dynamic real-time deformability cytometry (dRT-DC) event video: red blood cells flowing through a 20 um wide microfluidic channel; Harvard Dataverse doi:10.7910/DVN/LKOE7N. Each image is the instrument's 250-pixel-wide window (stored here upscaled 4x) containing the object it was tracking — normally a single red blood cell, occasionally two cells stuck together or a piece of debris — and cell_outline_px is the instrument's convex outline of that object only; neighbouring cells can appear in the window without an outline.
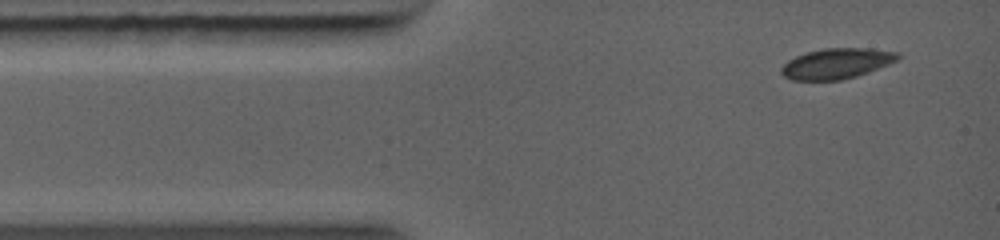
{"species": "common noctule bat (a hibernating species)", "species_latin": "Nyctalus noctula", "temperature_condition": "warm", "stored_images_in_passage": 8, "camera_frame_rate_fps": 5000, "um_per_image_px": 0.085, "animal": {"sex": "female", "body_mass_g": 19.0, "forearm_length_mm": 56.7}, "frame": {"image": 1, "passage_image": 1, "time_ms": 0.0, "image_size_px": [1000, 240], "cell_outline_px": [[900, 56], [896, 60], [888, 64], [856, 76], [840, 80], [792, 80], [784, 76], [780, 72], [780, 68], [788, 60], [796, 56], [808, 52], [824, 48], [868, 48], [900, 52]], "centroid_in_image_um": [71.09, 5.39], "position_along_channel_um": 13.9, "area_um2": 20.52}}
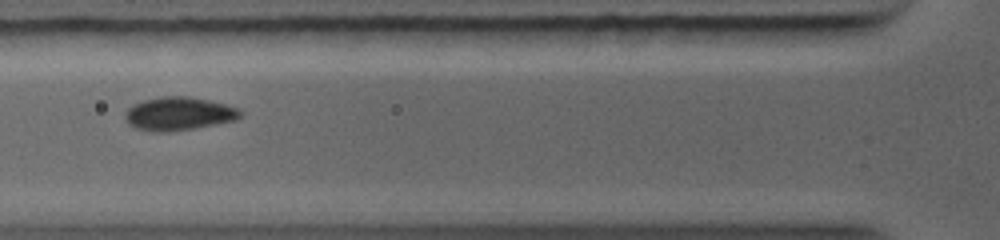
{"frame": {"image": 2, "passage_image": 5, "time_ms": 3.0, "image_size_px": [1000, 240], "cell_outline_px": [[244, 112], [236, 120], [196, 128], [168, 132], [152, 132], [136, 128], [128, 124], [124, 116], [124, 112], [132, 104], [144, 100], [160, 96], [188, 96], [208, 100], [224, 104], [236, 108]], "centroid_in_image_um": [15.15, 9.67], "position_along_channel_um": 110.6, "area_um2": 22.54}}
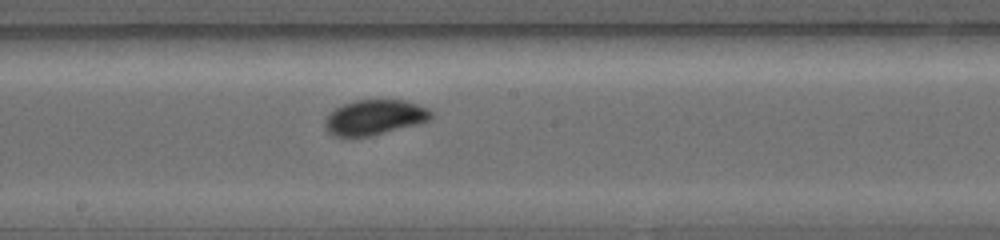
{"frame": {"image": 3, "passage_image": 8, "time_ms": 5.2, "image_size_px": [1000, 240], "cell_outline_px": [[432, 120], [420, 124], [372, 136], [332, 136], [324, 128], [324, 120], [336, 108], [344, 104], [356, 100], [404, 100], [428, 108], [432, 112]], "centroid_in_image_um": [31.87, 9.99], "position_along_channel_um": 216.3, "area_um2": 21.85}}